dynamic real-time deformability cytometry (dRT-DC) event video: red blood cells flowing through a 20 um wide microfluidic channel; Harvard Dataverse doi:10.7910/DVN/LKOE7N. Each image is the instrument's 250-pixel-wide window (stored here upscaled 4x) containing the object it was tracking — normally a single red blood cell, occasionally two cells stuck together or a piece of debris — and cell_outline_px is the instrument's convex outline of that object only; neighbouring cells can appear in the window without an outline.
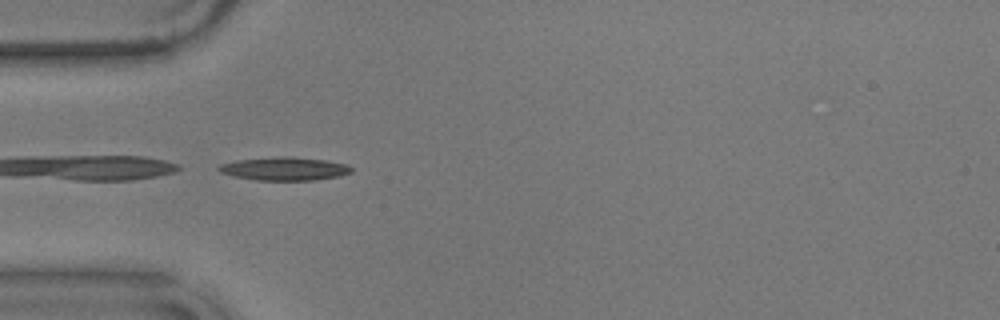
{"species": "common noctule bat (a hibernating species)", "species_latin": "Nyctalus noctula", "temperature_condition": "warm", "stored_images_in_passage": 40, "camera_frame_rate_fps": 3000, "um_per_image_px": 0.085, "animal": {"sex": "male", "body_mass_g": 17.9}, "frame": {"image": 1, "passage_image": 1, "time_ms": 0.0, "image_size_px": [1000, 320], "cell_outline_px": [[352, 172], [340, 176], [312, 180], [256, 180], [232, 176], [220, 172], [216, 168], [220, 164], [236, 160], [272, 156], [292, 156], [328, 160], [348, 164], [352, 168]], "centroid_in_image_um": [24.17, 14.33], "position_along_channel_um": 60.8, "area_um2": 18.32}}
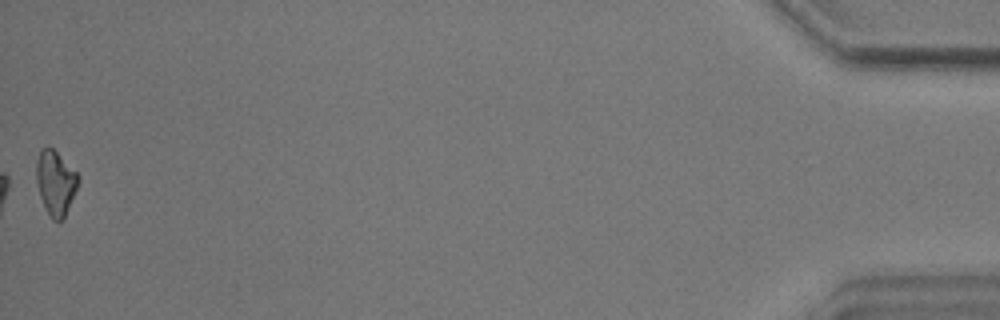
{"frame": {"image": 2, "passage_image": 40, "time_ms": 13.0, "image_size_px": [1000, 320], "cell_outline_px": [[80, 180], [64, 216], [60, 220], [52, 220], [40, 196], [36, 180], [36, 160], [40, 148], [52, 148], [80, 176]], "centroid_in_image_um": [4.71, 15.5], "position_along_channel_um": 430.5, "area_um2": 15.32}, "authors_computed_cell_mechanics": {"area_um2": 16.3863, "velocity_mm_per_s": 3.5893, "shape_relaxation_time_tau1_ms": 4.4563, "shape_relaxation_time_tau2_ms": null, "deformation_change_tau1": 0.1221, "deformation_change_tau2": null}}